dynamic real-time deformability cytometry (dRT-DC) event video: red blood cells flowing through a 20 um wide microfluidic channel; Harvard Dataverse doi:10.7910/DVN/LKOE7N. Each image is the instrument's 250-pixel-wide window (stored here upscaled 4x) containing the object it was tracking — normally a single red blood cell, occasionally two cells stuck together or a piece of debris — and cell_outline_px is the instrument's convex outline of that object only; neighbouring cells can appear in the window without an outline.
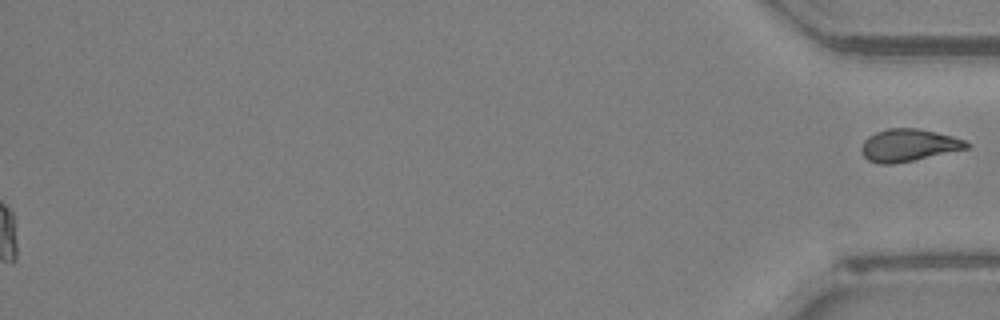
{"species": "Egyptian fruit bat (a non-hibernating species)", "species_latin": "Rousettus aegyptiacus", "temperature_condition": "room temperature", "stored_images_in_passage": 53, "segment_of_instrument_passage": [2, 2], "camera_frame_rate_fps": 3000, "um_per_image_px": 0.085, "animal": {"sex": "female"}, "frame": {"image": 1, "passage_image": 53, "time_ms": 17.333, "image_size_px": [1000, 320], "cell_outline_px": [[972, 144], [968, 148], [912, 160], [892, 164], [876, 164], [868, 160], [864, 156], [860, 148], [864, 140], [868, 136], [876, 132], [888, 128], [916, 128], [936, 132], [952, 136], [964, 140]], "centroid_in_image_um": [77.2, 12.34], "position_along_channel_um": 358.0, "area_um2": 19.71}}